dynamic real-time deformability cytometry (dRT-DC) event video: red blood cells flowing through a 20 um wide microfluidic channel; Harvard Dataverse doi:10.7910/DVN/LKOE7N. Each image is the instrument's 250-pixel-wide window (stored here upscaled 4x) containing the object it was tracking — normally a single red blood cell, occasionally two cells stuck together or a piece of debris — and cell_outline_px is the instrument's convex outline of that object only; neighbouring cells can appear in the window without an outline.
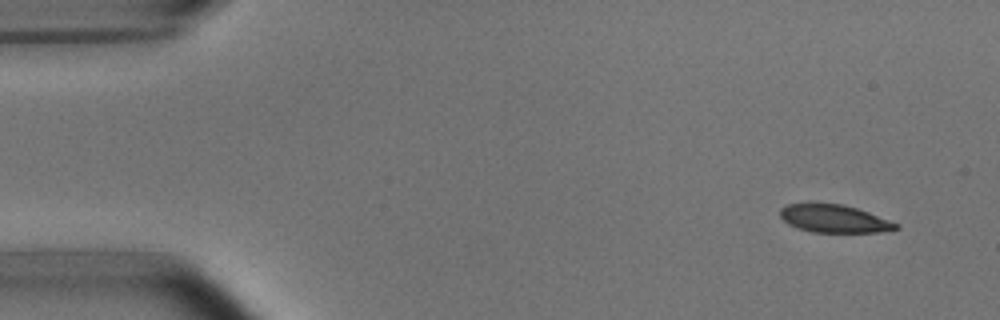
{"species": "common noctule bat (a hibernating species)", "species_latin": "Nyctalus noctula", "temperature_condition": "room temperature", "stored_images_in_passage": 5, "camera_frame_rate_fps": 3000, "um_per_image_px": 0.085, "animal": {"sex": "male", "body_mass_g": 15.6}, "frame": {"image": 1, "passage_image": 1, "time_ms": 0.0, "image_size_px": [1000, 320], "cell_outline_px": [[900, 228], [880, 232], [812, 232], [796, 228], [788, 224], [780, 216], [780, 208], [788, 204], [808, 200], [812, 200], [840, 204], [856, 208], [868, 212], [900, 224]], "centroid_in_image_um": [70.83, 18.54], "position_along_channel_um": 14.2, "area_um2": 19.42}}